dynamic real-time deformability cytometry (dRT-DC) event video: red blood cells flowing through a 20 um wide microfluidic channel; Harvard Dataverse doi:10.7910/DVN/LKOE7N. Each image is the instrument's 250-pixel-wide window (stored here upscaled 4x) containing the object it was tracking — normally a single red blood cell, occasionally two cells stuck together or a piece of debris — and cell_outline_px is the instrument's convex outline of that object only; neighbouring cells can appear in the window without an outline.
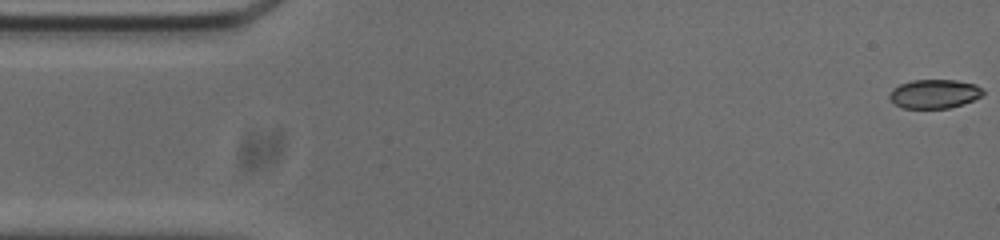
{"species": "common noctule bat (a hibernating species)", "species_latin": "Nyctalus noctula", "temperature_condition": "cold", "stored_images_in_passage": 53, "camera_frame_rate_fps": 3000, "um_per_image_px": 0.085, "animal": {"sex": "male", "body_mass_g": 20.0, "forearm_length_mm": 53.3}, "frame": {"image": 1, "passage_image": 1, "time_ms": 0.0, "image_size_px": [1000, 240], "cell_outline_px": [[984, 92], [980, 96], [964, 104], [948, 108], [900, 108], [888, 96], [892, 88], [900, 84], [912, 80], [956, 80], [976, 84], [984, 88]], "centroid_in_image_um": [79.43, 7.97], "position_along_channel_um": 5.6, "area_um2": 15.84}}
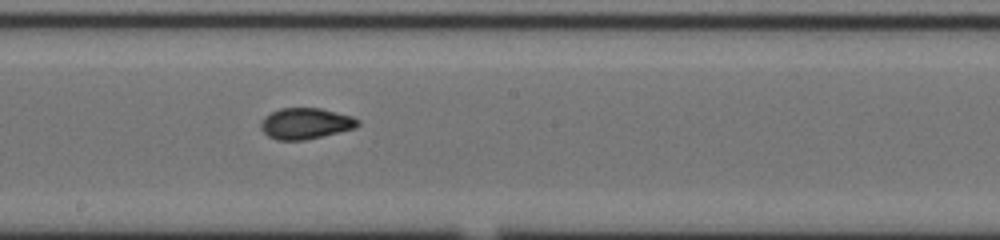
{"frame": {"image": 2, "passage_image": 28, "time_ms": 9.0, "image_size_px": [1000, 240], "cell_outline_px": [[360, 124], [356, 128], [304, 140], [276, 140], [268, 136], [260, 128], [260, 120], [264, 116], [280, 108], [320, 108], [352, 116], [360, 120]], "centroid_in_image_um": [25.96, 10.49], "position_along_channel_um": 222.2, "area_um2": 17.63}}
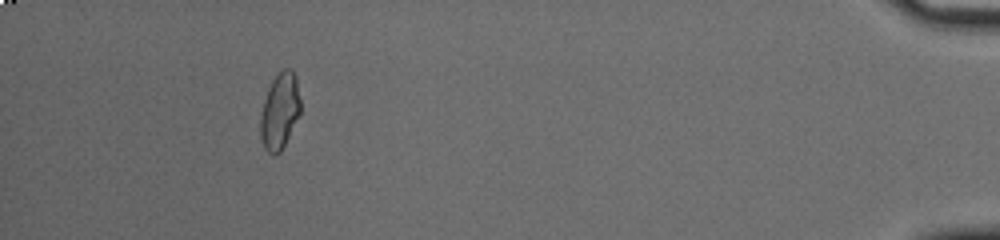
{"frame": {"image": 3, "passage_image": 49, "time_ms": 16.0, "image_size_px": [1000, 240], "cell_outline_px": [[300, 112], [280, 152], [268, 152], [264, 148], [260, 136], [260, 112], [268, 88], [272, 80], [284, 68], [292, 68], [296, 76], [300, 100]], "centroid_in_image_um": [23.76, 9.39], "position_along_channel_um": 411.4, "area_um2": 17.51}, "authors_computed_cell_mechanics": {"area_um2": 17.2822, "velocity_mm_per_s": 3.7611, "shape_relaxation_time_tau1_ms": null, "shape_relaxation_time_tau2_ms": 1.3058, "deformation_change_tau1": null, "deformation_change_tau2": 0.0524}}